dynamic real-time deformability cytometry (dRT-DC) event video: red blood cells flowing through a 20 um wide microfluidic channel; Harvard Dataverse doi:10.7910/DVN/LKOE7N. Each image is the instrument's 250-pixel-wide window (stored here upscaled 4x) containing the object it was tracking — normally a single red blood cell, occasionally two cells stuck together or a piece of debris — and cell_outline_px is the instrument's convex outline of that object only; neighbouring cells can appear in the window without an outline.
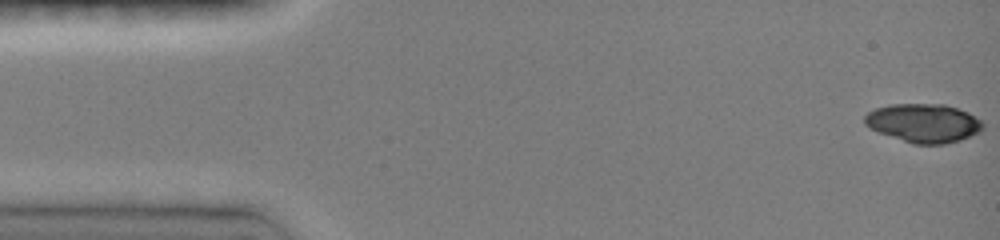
{"species": "common noctule bat (a hibernating species)", "species_latin": "Nyctalus noctula", "temperature_condition": "room temperature", "stored_images_in_passage": 30, "camera_frame_rate_fps": 3000, "um_per_image_px": 0.085, "animal": {"sex": "female", "body_mass_g": 19.0, "forearm_length_mm": 51.5}, "frame": {"image": 1, "passage_image": 1, "time_ms": 0.0, "image_size_px": [1000, 240], "cell_outline_px": [[984, 128], [980, 132], [960, 140], [944, 144], [912, 144], [880, 132], [864, 124], [864, 116], [868, 112], [876, 108], [888, 104], [944, 104], [968, 112], [980, 120], [984, 124]], "centroid_in_image_um": [78.52, 10.46], "position_along_channel_um": 6.5, "area_um2": 26.59}}
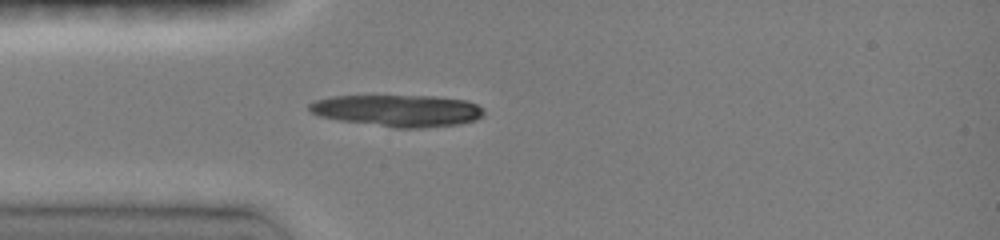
{"frame": {"image": 2, "passage_image": 12, "time_ms": 4.0, "image_size_px": [1000, 240], "cell_outline_px": [[484, 116], [476, 120], [460, 124], [420, 128], [396, 128], [340, 120], [320, 116], [308, 112], [308, 104], [312, 100], [332, 96], [432, 96], [464, 100], [476, 104], [484, 112]], "centroid_in_image_um": [33.77, 9.4], "position_along_channel_um": 51.2, "area_um2": 32.43}}